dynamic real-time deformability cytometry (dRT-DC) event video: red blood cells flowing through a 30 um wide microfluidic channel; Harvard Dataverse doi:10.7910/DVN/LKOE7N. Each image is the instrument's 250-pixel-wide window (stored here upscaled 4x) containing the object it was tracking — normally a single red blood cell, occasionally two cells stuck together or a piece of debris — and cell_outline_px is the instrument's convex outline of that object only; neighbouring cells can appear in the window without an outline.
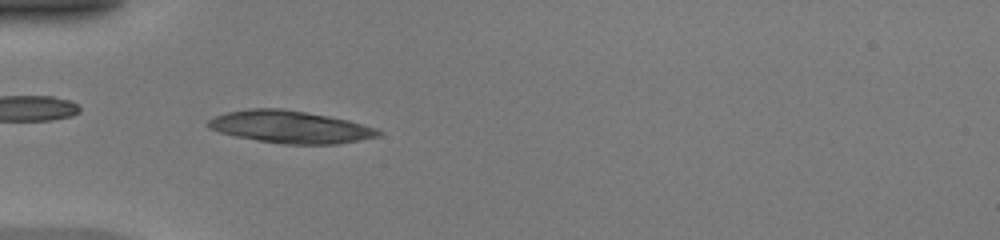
{"species": "common noctule bat (a hibernating species)", "species_latin": "Nyctalus noctula", "temperature_condition": "warm", "stored_images_in_passage": 50, "camera_frame_rate_fps": 3000, "um_per_image_px": 0.085, "animal": {"sex": "female", "body_mass_g": 20.0, "forearm_length_mm": 54.0}, "frame": {"image": 1, "passage_image": 17, "time_ms": 5.333, "image_size_px": [1000, 240], "cell_outline_px": [[384, 132], [380, 136], [360, 140], [336, 144], [280, 144], [256, 140], [236, 136], [220, 132], [208, 128], [204, 124], [208, 120], [216, 116], [228, 112], [248, 108], [280, 108], [328, 116], [348, 120], [376, 128]], "centroid_in_image_um": [24.66, 10.79], "position_along_channel_um": 60.3, "area_um2": 32.08}}